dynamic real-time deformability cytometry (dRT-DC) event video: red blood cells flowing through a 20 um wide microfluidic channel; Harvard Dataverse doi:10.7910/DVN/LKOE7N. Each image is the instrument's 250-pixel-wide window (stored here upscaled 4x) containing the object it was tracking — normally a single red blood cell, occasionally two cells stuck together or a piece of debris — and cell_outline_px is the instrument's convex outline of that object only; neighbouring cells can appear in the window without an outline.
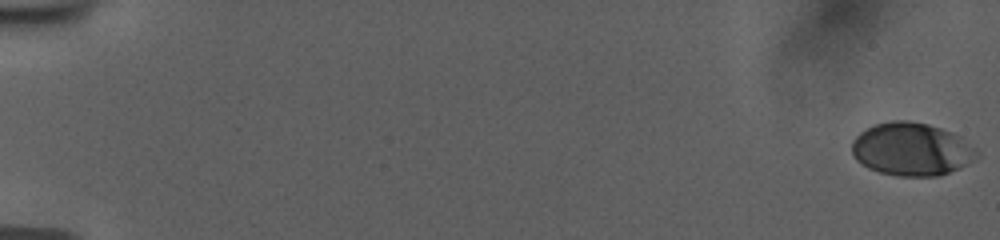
{"species": "human", "species_latin": "Homo sapiens", "temperature_condition": "room temperature", "stored_images_in_passage": 57, "camera_frame_rate_fps": 3000, "um_per_image_px": 0.085, "donor": {"sex": "female"}, "frame": {"image": 1, "passage_image": 1, "time_ms": 0.0, "image_size_px": [1000, 240], "cell_outline_px": [[980, 152], [976, 160], [960, 168], [936, 176], [896, 176], [880, 172], [868, 168], [856, 160], [852, 156], [852, 140], [860, 132], [872, 124], [892, 120], [908, 120], [928, 124], [940, 128], [960, 136], [976, 148]], "centroid_in_image_um": [77.48, 12.68], "position_along_channel_um": 7.5, "area_um2": 38.96}}
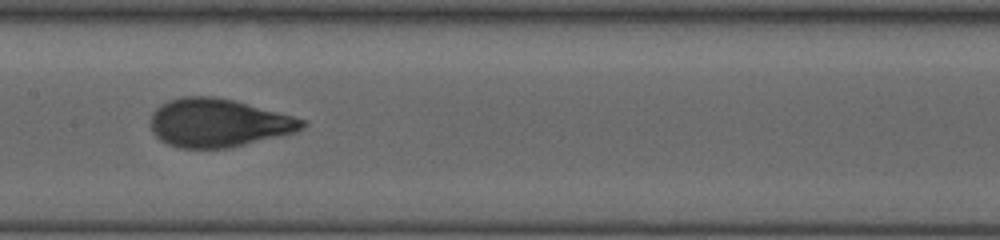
{"frame": {"image": 2, "passage_image": 31, "time_ms": 10.0, "image_size_px": [1000, 240], "cell_outline_px": [[308, 124], [304, 128], [296, 132], [232, 148], [180, 148], [168, 144], [160, 140], [152, 132], [148, 120], [152, 112], [160, 104], [180, 96], [212, 96], [232, 100], [292, 116], [304, 120]], "centroid_in_image_um": [18.51, 10.45], "position_along_channel_um": 188.9, "area_um2": 42.89}}
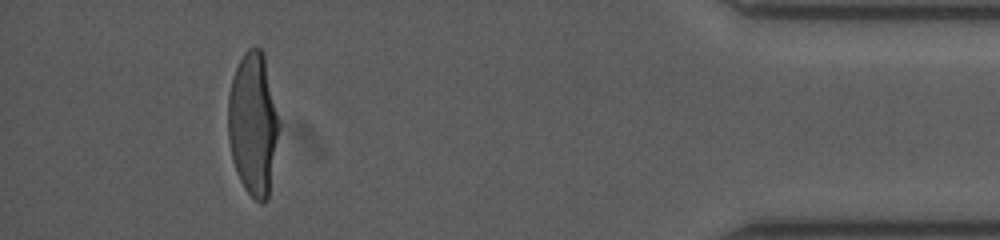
{"frame": {"image": 3, "passage_image": 53, "time_ms": 17.333, "image_size_px": [1000, 240], "cell_outline_px": [[280, 128], [268, 200], [260, 204], [244, 188], [236, 172], [232, 160], [228, 140], [228, 96], [232, 76], [244, 52], [248, 48], [256, 44], [264, 52], [280, 120]], "centroid_in_image_um": [21.53, 10.51], "position_along_channel_um": 413.7, "area_um2": 43.23}, "authors_computed_cell_mechanics": {"area_um2": 41.5582, "velocity_mm_per_s": 3.748, "shape_relaxation_time_tau1_ms": 5.2024, "shape_relaxation_time_tau2_ms": null, "deformation_change_tau1": 0.2054, "deformation_change_tau2": null}}